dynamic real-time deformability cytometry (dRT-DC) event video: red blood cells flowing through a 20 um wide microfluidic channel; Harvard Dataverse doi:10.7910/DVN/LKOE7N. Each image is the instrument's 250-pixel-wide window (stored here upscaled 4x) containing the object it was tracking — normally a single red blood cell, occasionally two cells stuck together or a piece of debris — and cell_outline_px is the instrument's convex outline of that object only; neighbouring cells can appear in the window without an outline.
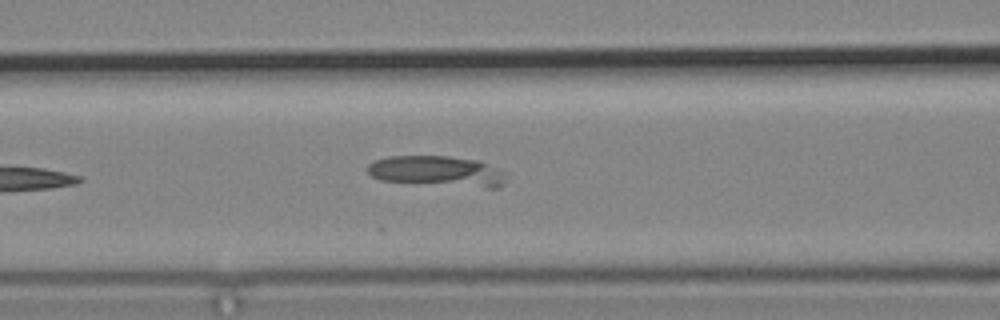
{"species": "common noctule bat (a hibernating species)", "species_latin": "Nyctalus noctula", "temperature_condition": "cold", "stored_images_in_passage": 7, "camera_frame_rate_fps": 3000, "um_per_image_px": 0.085, "animal": {"sex": "male", "body_mass_g": 19.2, "forearm_length_mm": 51.8}, "frame": {"image": 1, "passage_image": 7, "time_ms": 7.333, "image_size_px": [1000, 320], "cell_outline_px": [[504, 184], [500, 188], [488, 188], [380, 180], [372, 176], [368, 172], [368, 164], [376, 160], [388, 156], [448, 156], [480, 160], [500, 168], [504, 172]], "centroid_in_image_um": [37.22, 14.55], "position_along_channel_um": 129.4, "area_um2": 24.74}}